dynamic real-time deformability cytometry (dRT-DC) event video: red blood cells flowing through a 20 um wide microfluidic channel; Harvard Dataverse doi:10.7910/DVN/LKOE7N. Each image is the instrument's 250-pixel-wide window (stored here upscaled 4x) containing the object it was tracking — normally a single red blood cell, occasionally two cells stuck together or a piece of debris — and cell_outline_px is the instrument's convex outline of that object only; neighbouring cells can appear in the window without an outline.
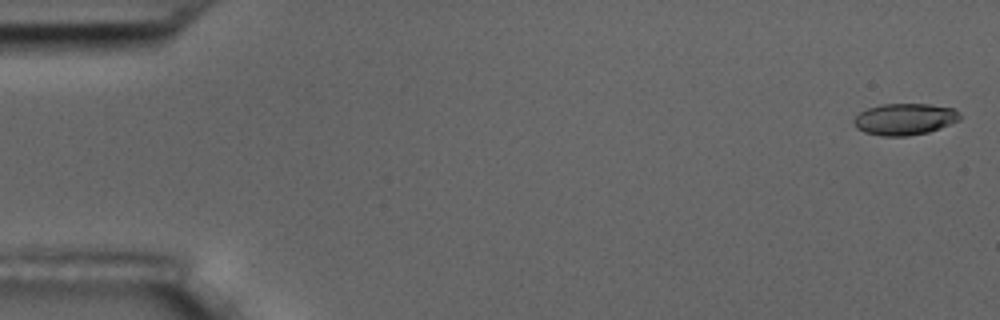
{"species": "common noctule bat (a hibernating species)", "species_latin": "Nyctalus noctula", "temperature_condition": "room temperature", "stored_images_in_passage": 6, "camera_frame_rate_fps": 3000, "um_per_image_px": 0.085, "animal": {"sex": "male", "body_mass_g": 17.5, "forearm_length_mm": 52.3}, "frame": {"image": 1, "passage_image": 1, "time_ms": 0.0, "image_size_px": [1000, 320], "cell_outline_px": [[960, 120], [940, 128], [928, 132], [908, 136], [880, 136], [864, 132], [856, 128], [852, 120], [860, 112], [868, 108], [880, 104], [928, 104], [952, 108], [960, 112]], "centroid_in_image_um": [76.88, 10.13], "position_along_channel_um": 8.1, "area_um2": 19.59}}
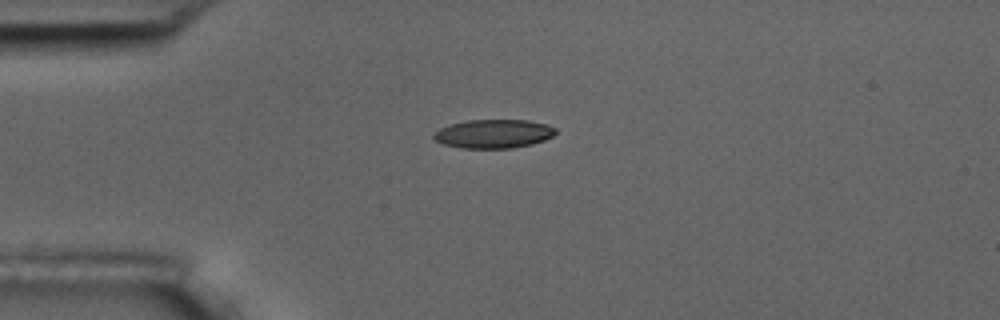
{"frame": {"image": 2, "passage_image": 4, "time_ms": 4.333, "image_size_px": [1000, 320], "cell_outline_px": [[556, 132], [552, 136], [544, 140], [532, 144], [512, 148], [460, 148], [444, 144], [436, 140], [432, 136], [440, 128], [452, 124], [468, 120], [528, 120], [548, 124], [556, 128]], "centroid_in_image_um": [41.99, 11.37], "position_along_channel_um": 43.0, "area_um2": 20.35}}